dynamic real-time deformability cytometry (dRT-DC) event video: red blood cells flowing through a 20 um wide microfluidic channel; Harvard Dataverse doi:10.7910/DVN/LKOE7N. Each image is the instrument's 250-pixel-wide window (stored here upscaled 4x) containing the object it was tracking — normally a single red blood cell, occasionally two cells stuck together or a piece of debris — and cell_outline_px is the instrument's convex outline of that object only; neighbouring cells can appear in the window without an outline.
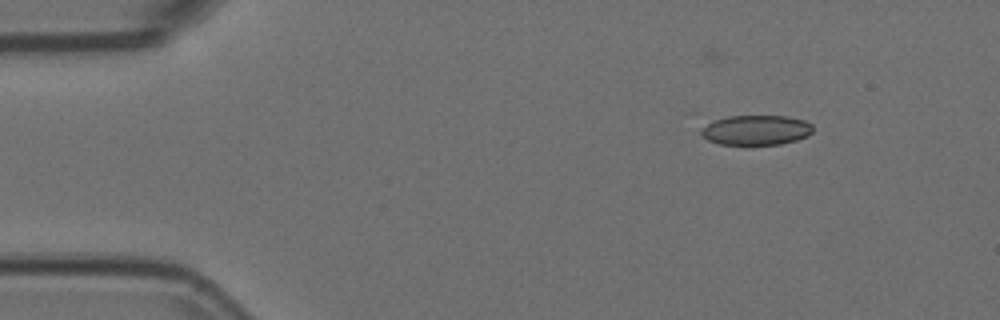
{"species": "Egyptian fruit bat (a non-hibernating species)", "species_latin": "Rousettus aegyptiacus", "temperature_condition": "room temperature", "stored_images_in_passage": 4, "camera_frame_rate_fps": 3000, "um_per_image_px": 0.085, "animal": {"sex": "female"}, "frame": {"image": 1, "passage_image": 1, "time_ms": 0.0, "image_size_px": [1000, 320], "cell_outline_px": [[812, 132], [808, 136], [796, 140], [780, 144], [744, 148], [720, 144], [708, 140], [700, 136], [700, 132], [712, 120], [728, 116], [788, 116], [804, 120], [812, 124]], "centroid_in_image_um": [64.24, 11.1], "position_along_channel_um": 20.8, "area_um2": 20.29}}
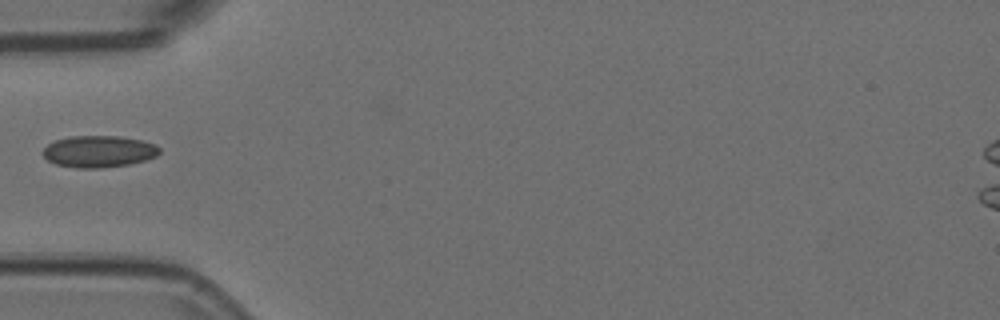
{"frame": {"image": 2, "passage_image": 3, "time_ms": 0.667, "image_size_px": [1000, 320], "cell_outline_px": [[160, 152], [156, 156], [144, 160], [128, 164], [100, 168], [76, 168], [56, 164], [48, 160], [40, 152], [48, 144], [56, 140], [68, 136], [120, 136], [140, 140], [156, 144], [160, 148]], "centroid_in_image_um": [8.38, 12.87], "position_along_channel_um": 76.6, "area_um2": 21.56}}
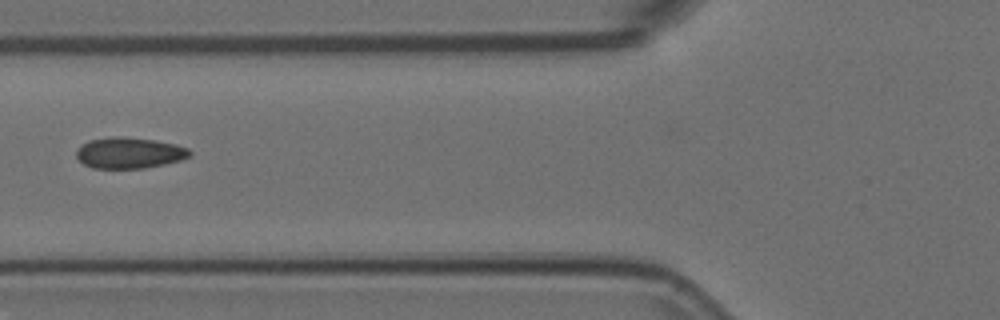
{"frame": {"image": 3, "passage_image": 4, "time_ms": 1.0, "image_size_px": [1000, 320], "cell_outline_px": [[192, 152], [188, 156], [180, 160], [164, 164], [144, 168], [92, 168], [84, 164], [76, 156], [76, 152], [88, 140], [112, 136], [124, 136], [152, 140], [176, 144], [188, 148]], "centroid_in_image_um": [10.99, 12.99], "position_along_channel_um": 114.8, "area_um2": 20.35}}